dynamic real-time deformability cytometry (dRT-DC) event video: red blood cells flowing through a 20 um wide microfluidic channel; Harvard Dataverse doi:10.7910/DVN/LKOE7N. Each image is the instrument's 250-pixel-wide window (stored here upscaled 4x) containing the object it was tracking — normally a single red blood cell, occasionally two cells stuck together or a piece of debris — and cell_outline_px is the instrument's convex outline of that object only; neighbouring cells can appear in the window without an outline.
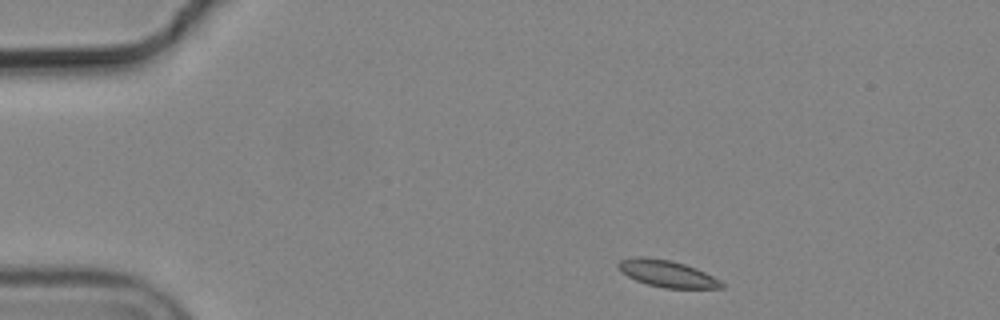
{"species": "common noctule bat (a hibernating species)", "species_latin": "Nyctalus noctula", "temperature_condition": "cold", "stored_images_in_passage": 3, "camera_frame_rate_fps": 3000, "um_per_image_px": 0.085, "animal": {"sex": "male", "body_mass_g": 19.2, "forearm_length_mm": 51.8}, "frame": {"image": 1, "passage_image": 1, "time_ms": 0.0, "image_size_px": [1000, 320], "cell_outline_px": [[724, 288], [664, 288], [648, 284], [636, 280], [628, 276], [616, 264], [620, 260], [632, 256], [644, 256], [668, 260], [684, 264], [696, 268], [720, 280], [724, 284]], "centroid_in_image_um": [56.7, 23.25], "position_along_channel_um": 28.3, "area_um2": 15.95}}